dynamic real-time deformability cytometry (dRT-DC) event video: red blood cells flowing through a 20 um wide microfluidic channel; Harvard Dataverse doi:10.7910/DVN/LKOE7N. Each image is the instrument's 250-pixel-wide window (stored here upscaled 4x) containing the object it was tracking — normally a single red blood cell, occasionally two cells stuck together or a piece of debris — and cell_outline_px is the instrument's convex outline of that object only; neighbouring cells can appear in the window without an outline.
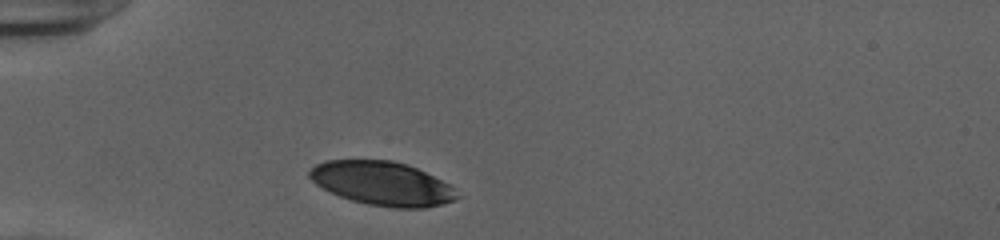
{"species": "human", "species_latin": "Homo sapiens", "temperature_condition": "cold", "stored_images_in_passage": 29, "camera_frame_rate_fps": 3000, "um_per_image_px": 0.085, "donor": {"sex": "female"}, "frame": {"image": 1, "passage_image": 1, "time_ms": 0.0, "image_size_px": [1000, 240], "cell_outline_px": [[460, 196], [456, 200], [424, 208], [396, 208], [368, 204], [352, 200], [340, 196], [316, 184], [308, 176], [308, 172], [316, 164], [324, 160], [392, 160], [408, 164], [448, 184]], "centroid_in_image_um": [32.47, 15.59], "position_along_channel_um": 52.5, "area_um2": 37.34}}
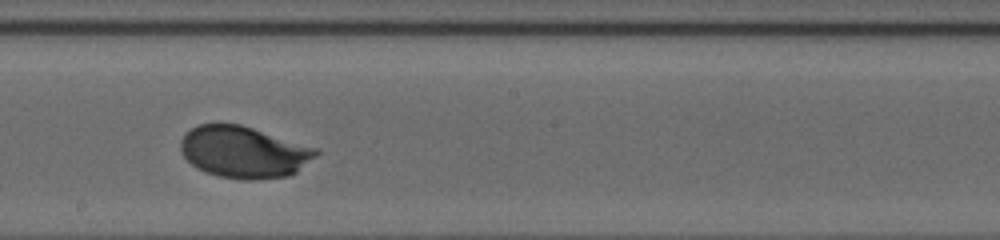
{"frame": {"image": 2, "passage_image": 16, "time_ms": 5.0, "image_size_px": [1000, 240], "cell_outline_px": [[320, 152], [316, 156], [296, 172], [288, 176], [252, 180], [244, 180], [220, 176], [204, 172], [196, 168], [180, 152], [180, 140], [192, 128], [200, 124], [240, 124], [320, 148]], "centroid_in_image_um": [20.75, 12.93], "position_along_channel_um": 227.5, "area_um2": 40.86}}
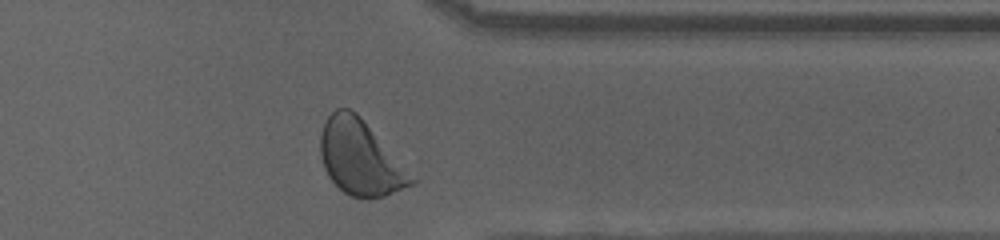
{"frame": {"image": 3, "passage_image": 28, "time_ms": 9.0, "image_size_px": [1000, 240], "cell_outline_px": [[416, 180], [412, 184], [384, 196], [368, 200], [364, 200], [352, 196], [344, 192], [328, 176], [324, 168], [320, 156], [320, 136], [324, 124], [328, 116], [336, 108], [348, 108], [356, 112], [360, 116]], "centroid_in_image_um": [30.57, 13.42], "position_along_channel_um": 380.8, "area_um2": 39.07}, "authors_computed_cell_mechanics": {"area_um2": 39.4196, "velocity_mm_per_s": 3.9073, "shape_relaxation_time_tau1_ms": 2.1939, "shape_relaxation_time_tau2_ms": null, "deformation_change_tau1": 0.1212, "deformation_change_tau2": null}}